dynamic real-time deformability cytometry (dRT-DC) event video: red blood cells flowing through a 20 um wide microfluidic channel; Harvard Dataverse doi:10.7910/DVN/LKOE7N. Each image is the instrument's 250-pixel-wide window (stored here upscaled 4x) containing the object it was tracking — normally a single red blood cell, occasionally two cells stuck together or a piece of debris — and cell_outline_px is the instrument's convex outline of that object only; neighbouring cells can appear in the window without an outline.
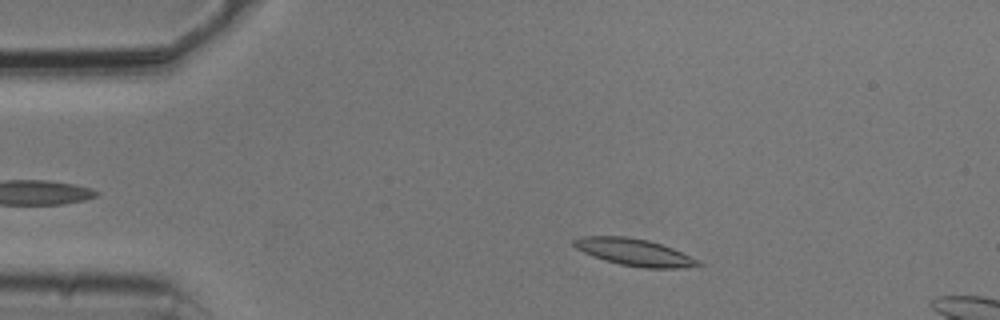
{"species": "common noctule bat (a hibernating species)", "species_latin": "Nyctalus noctula", "temperature_condition": "cold", "stored_images_in_passage": 9, "camera_frame_rate_fps": 3000, "um_per_image_px": 0.085, "animal": {"sex": "male", "body_mass_g": 20.5, "forearm_length_mm": 52.5}, "frame": {"image": 1, "passage_image": 3, "time_ms": 0.667, "image_size_px": [1000, 320], "cell_outline_px": [[704, 264], [684, 268], [644, 268], [620, 264], [604, 260], [584, 252], [576, 248], [572, 244], [572, 240], [580, 236], [624, 236], [648, 240], [672, 248], [700, 260]], "centroid_in_image_um": [53.92, 21.44], "position_along_channel_um": 31.1, "area_um2": 19.54}}